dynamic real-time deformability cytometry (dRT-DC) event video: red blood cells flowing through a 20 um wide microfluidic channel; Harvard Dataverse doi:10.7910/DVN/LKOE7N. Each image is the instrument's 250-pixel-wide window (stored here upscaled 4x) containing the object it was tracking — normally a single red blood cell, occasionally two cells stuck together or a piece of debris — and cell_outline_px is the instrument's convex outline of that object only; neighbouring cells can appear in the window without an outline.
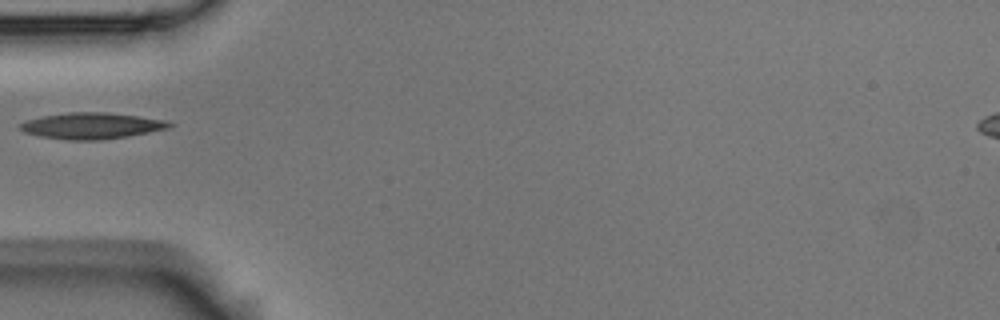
{"species": "Egyptian fruit bat (a non-hibernating species)", "species_latin": "Rousettus aegyptiacus", "temperature_condition": "room temperature", "stored_images_in_passage": 1, "camera_frame_rate_fps": 3000, "um_per_image_px": 0.085, "animal": {"sex": "male"}, "frame": {"image": 1, "passage_image": 1, "time_ms": 0.0, "image_size_px": [1000, 320], "cell_outline_px": [[176, 124], [168, 128], [128, 136], [100, 140], [64, 140], [40, 136], [24, 132], [20, 128], [20, 124], [28, 120], [44, 116], [68, 112], [104, 112], [136, 116], [164, 120]], "centroid_in_image_um": [7.79, 10.7], "position_along_channel_um": 77.2, "area_um2": 22.54}}